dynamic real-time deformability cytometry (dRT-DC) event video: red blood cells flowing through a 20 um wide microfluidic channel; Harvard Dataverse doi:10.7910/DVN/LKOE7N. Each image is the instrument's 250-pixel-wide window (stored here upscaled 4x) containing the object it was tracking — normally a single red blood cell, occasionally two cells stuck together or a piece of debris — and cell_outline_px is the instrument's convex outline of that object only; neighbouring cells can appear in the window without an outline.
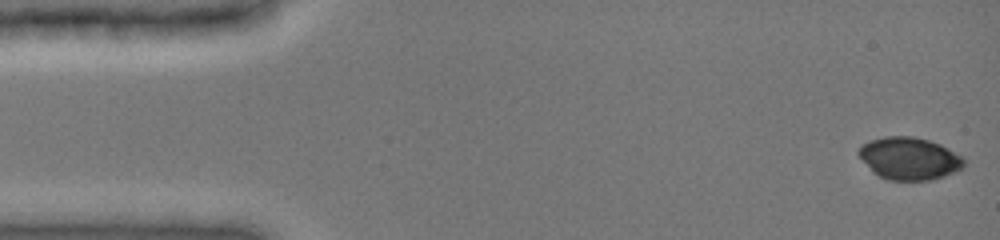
{"species": "common noctule bat (a hibernating species)", "species_latin": "Nyctalus noctula", "temperature_condition": "cold", "stored_images_in_passage": 8, "camera_frame_rate_fps": 3000, "um_per_image_px": 0.085, "animal": {"sex": "female", "body_mass_g": 19.0, "forearm_length_mm": 51.5}, "frame": {"image": 1, "passage_image": 1, "time_ms": 0.0, "image_size_px": [1000, 240], "cell_outline_px": [[964, 164], [960, 168], [944, 176], [932, 180], [888, 180], [872, 172], [856, 152], [868, 140], [888, 136], [912, 136], [928, 140], [940, 144], [964, 156]], "centroid_in_image_um": [77.28, 13.46], "position_along_channel_um": 7.7, "area_um2": 25.95}}
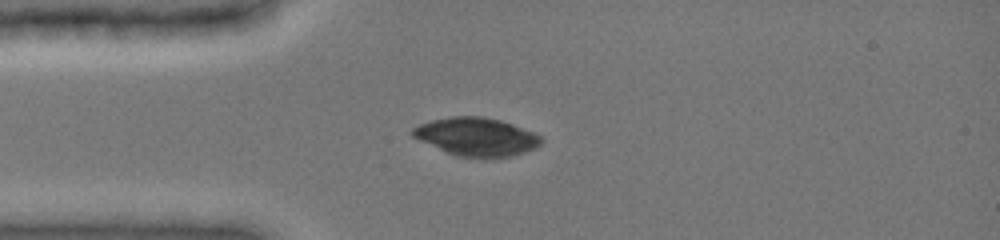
{"frame": {"image": 2, "passage_image": 6, "time_ms": 3.667, "image_size_px": [1000, 240], "cell_outline_px": [[544, 140], [536, 148], [512, 156], [456, 156], [420, 140], [412, 136], [412, 128], [420, 124], [432, 120], [452, 116], [480, 116], [500, 120], [512, 124], [532, 132], [540, 136]], "centroid_in_image_um": [40.5, 11.6], "position_along_channel_um": 44.5, "area_um2": 28.03}}
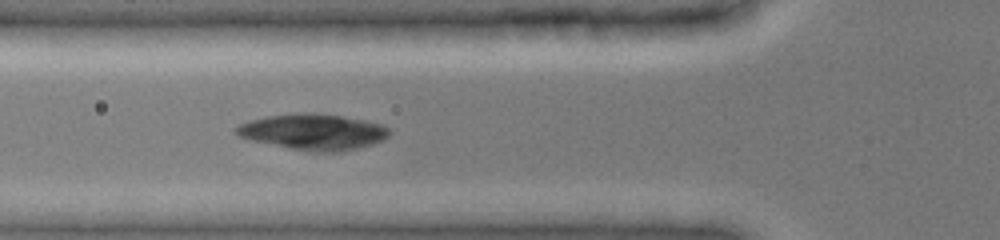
{"frame": {"image": 3, "passage_image": 8, "time_ms": 5.333, "image_size_px": [1000, 240], "cell_outline_px": [[392, 132], [384, 140], [372, 144], [340, 152], [316, 152], [288, 148], [248, 140], [232, 132], [240, 124], [248, 120], [268, 116], [304, 112], [312, 112], [340, 116], [364, 120], [384, 124]], "centroid_in_image_um": [26.62, 11.21], "position_along_channel_um": 99.2, "area_um2": 32.25}}